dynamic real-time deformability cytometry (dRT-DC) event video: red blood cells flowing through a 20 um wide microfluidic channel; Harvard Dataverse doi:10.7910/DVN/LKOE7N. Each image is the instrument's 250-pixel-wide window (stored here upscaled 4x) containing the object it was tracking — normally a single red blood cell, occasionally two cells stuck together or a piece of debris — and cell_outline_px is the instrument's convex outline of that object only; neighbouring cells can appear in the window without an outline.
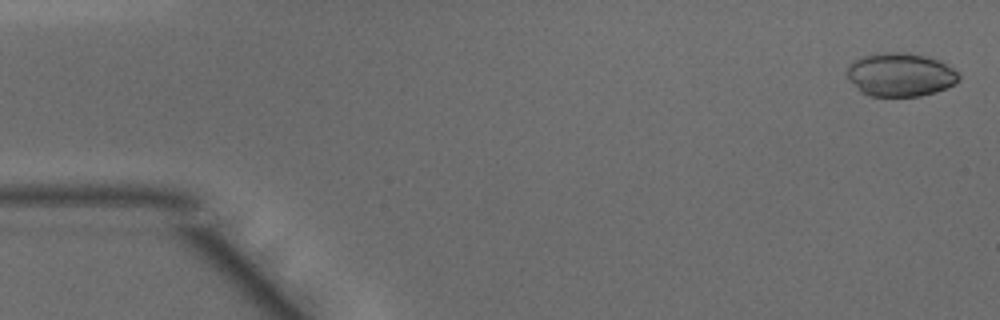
{"species": "common noctule bat (a hibernating species)", "species_latin": "Nyctalus noctula", "temperature_condition": "warm", "stored_images_in_passage": 46, "camera_frame_rate_fps": 3000, "um_per_image_px": 0.085, "animal": {"sex": "male", "body_mass_g": 15.6}, "frame": {"image": 1, "passage_image": 1, "time_ms": 0.0, "image_size_px": [1000, 320], "cell_outline_px": [[960, 80], [956, 84], [936, 92], [920, 96], [872, 96], [864, 92], [848, 76], [848, 68], [852, 60], [864, 56], [884, 52], [908, 52], [940, 60], [952, 68], [960, 76]], "centroid_in_image_um": [76.6, 6.33], "position_along_channel_um": 8.4, "area_um2": 28.03}}
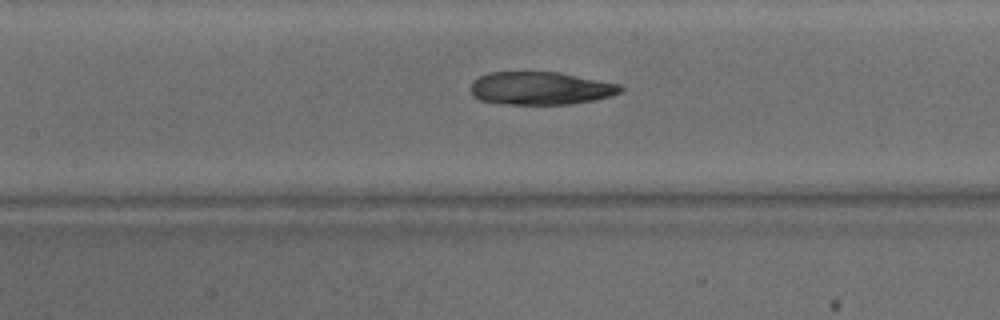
{"frame": {"image": 2, "passage_image": 21, "time_ms": 6.667, "image_size_px": [1000, 320], "cell_outline_px": [[624, 88], [620, 92], [612, 96], [572, 104], [508, 104], [480, 100], [472, 96], [472, 80], [488, 72], [556, 72], [620, 84]], "centroid_in_image_um": [45.94, 7.5], "position_along_channel_um": 161.5, "area_um2": 28.61}}
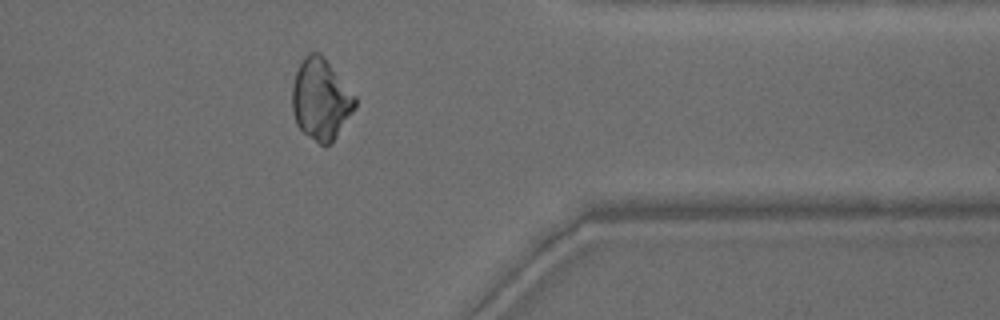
{"frame": {"image": 3, "passage_image": 38, "time_ms": 12.333, "image_size_px": [1000, 320], "cell_outline_px": [[356, 108], [332, 144], [324, 148], [304, 132], [296, 124], [292, 112], [292, 84], [296, 72], [304, 56], [308, 52], [320, 52], [324, 56], [356, 96]], "centroid_in_image_um": [27.28, 8.46], "position_along_channel_um": 384.1, "area_um2": 30.17}}